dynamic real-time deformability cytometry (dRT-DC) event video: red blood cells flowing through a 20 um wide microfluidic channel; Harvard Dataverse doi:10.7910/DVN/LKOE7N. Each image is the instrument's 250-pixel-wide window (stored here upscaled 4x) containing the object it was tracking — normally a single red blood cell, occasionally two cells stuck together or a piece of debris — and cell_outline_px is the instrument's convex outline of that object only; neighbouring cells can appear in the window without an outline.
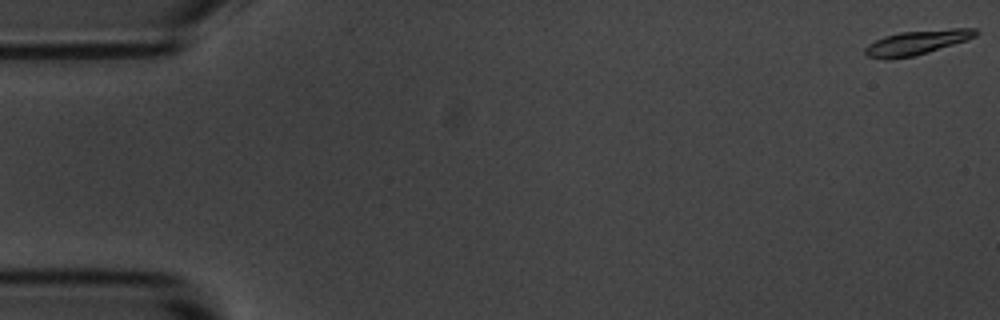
{"species": "common noctule bat (a hibernating species)", "species_latin": "Nyctalus noctula", "temperature_condition": "room temperature", "stored_images_in_passage": 6, "camera_frame_rate_fps": 3000, "um_per_image_px": 0.085, "animal": {"sex": "male", "body_mass_g": 20.1, "forearm_length_mm": 53.5}, "frame": {"image": 1, "passage_image": 1, "time_ms": 0.0, "image_size_px": [1000, 320], "cell_outline_px": [[980, 32], [976, 36], [968, 40], [928, 52], [912, 56], [884, 60], [868, 56], [864, 52], [864, 48], [868, 44], [884, 36], [900, 32], [952, 28], [976, 28]], "centroid_in_image_um": [77.96, 3.6], "position_along_channel_um": 7.0, "area_um2": 15.84}}
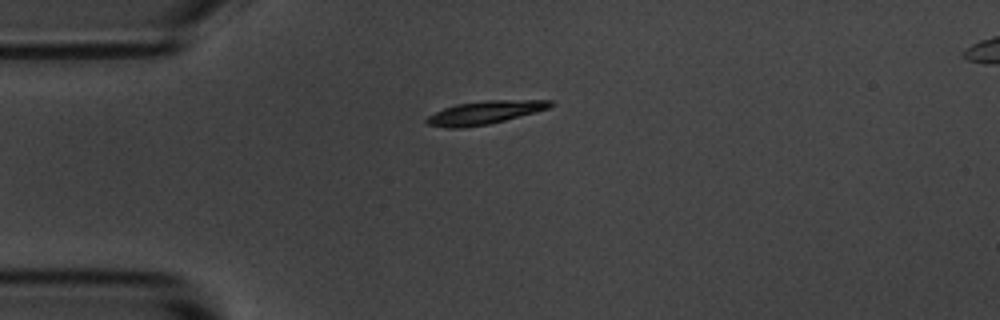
{"frame": {"image": 2, "passage_image": 5, "time_ms": 4.333, "image_size_px": [1000, 320], "cell_outline_px": [[556, 104], [548, 108], [536, 112], [488, 124], [460, 128], [448, 128], [428, 124], [424, 120], [428, 116], [444, 108], [456, 104], [484, 100], [552, 100]], "centroid_in_image_um": [41.22, 9.56], "position_along_channel_um": 43.8, "area_um2": 16.65}}